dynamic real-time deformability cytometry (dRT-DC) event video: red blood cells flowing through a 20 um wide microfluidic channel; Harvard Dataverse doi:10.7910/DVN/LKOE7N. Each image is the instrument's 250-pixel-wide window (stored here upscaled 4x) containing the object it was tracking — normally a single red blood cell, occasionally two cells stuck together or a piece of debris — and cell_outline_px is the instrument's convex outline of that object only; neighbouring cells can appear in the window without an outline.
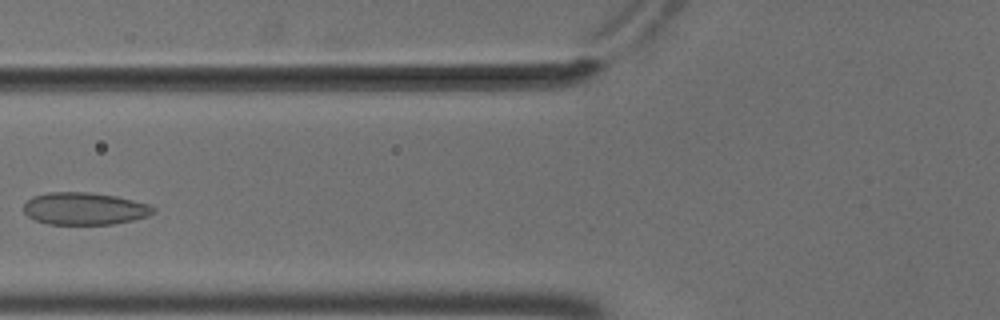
{"species": "common noctule bat (a hibernating species)", "species_latin": "Nyctalus noctula", "temperature_condition": "cold", "stored_images_in_passage": 4, "camera_frame_rate_fps": 3000, "um_per_image_px": 0.085, "animal": {"sex": "male", "body_mass_g": 18.8}, "frame": {"image": 1, "passage_image": 3, "time_ms": 0.667, "image_size_px": [1000, 320], "cell_outline_px": [[156, 212], [148, 216], [132, 220], [112, 224], [48, 224], [36, 220], [28, 216], [24, 212], [24, 204], [32, 196], [48, 192], [88, 192], [116, 196], [148, 204], [156, 208]], "centroid_in_image_um": [7.19, 17.73], "position_along_channel_um": 118.6, "area_um2": 24.39}}
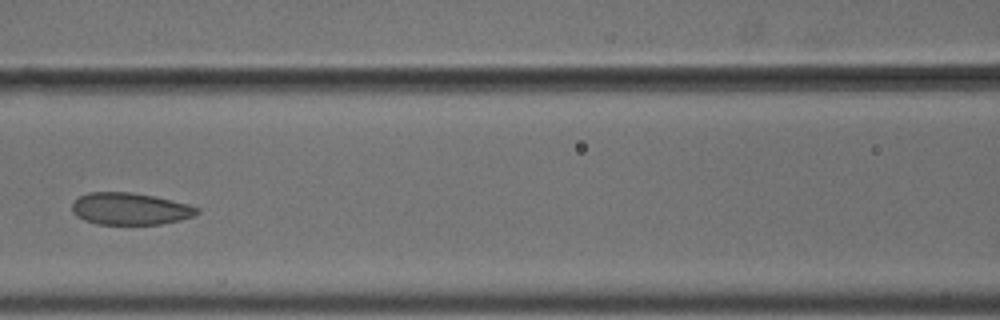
{"frame": {"image": 2, "passage_image": 4, "time_ms": 1.0, "image_size_px": [1000, 320], "cell_outline_px": [[200, 212], [192, 216], [180, 220], [160, 224], [96, 224], [84, 220], [76, 216], [72, 212], [72, 204], [80, 196], [88, 192], [132, 192], [152, 196], [188, 204], [200, 208]], "centroid_in_image_um": [11.04, 17.75], "position_along_channel_um": 155.6, "area_um2": 23.24}}